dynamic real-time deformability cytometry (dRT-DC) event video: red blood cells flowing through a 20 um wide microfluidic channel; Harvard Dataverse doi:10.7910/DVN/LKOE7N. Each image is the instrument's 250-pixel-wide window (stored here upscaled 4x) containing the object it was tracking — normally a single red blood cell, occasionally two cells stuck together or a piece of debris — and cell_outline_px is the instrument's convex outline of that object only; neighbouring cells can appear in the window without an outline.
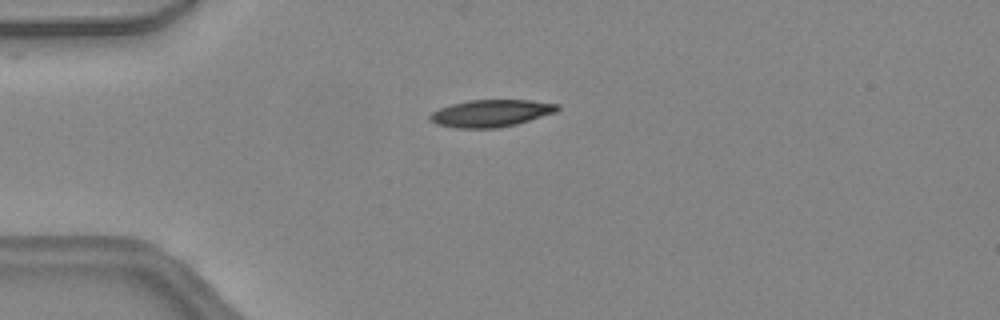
{"species": "common noctule bat (a hibernating species)", "species_latin": "Nyctalus noctula", "temperature_condition": "warm", "stored_images_in_passage": 35, "camera_frame_rate_fps": 3000, "um_per_image_px": 0.085, "animal": {"sex": "female", "body_mass_g": 24.6, "forearm_length_mm": 56.2}, "frame": {"image": 1, "passage_image": 1, "time_ms": 0.0, "image_size_px": [1000, 320], "cell_outline_px": [[560, 108], [556, 112], [516, 124], [496, 128], [456, 128], [436, 124], [428, 120], [428, 116], [432, 112], [440, 108], [452, 104], [468, 100], [528, 100], [560, 104]], "centroid_in_image_um": [41.71, 9.62], "position_along_channel_um": 43.3, "area_um2": 20.17}}
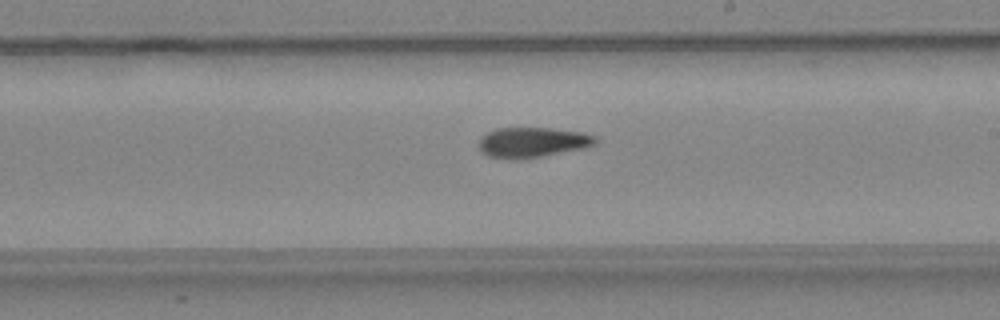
{"frame": {"image": 2, "passage_image": 16, "time_ms": 5.0, "image_size_px": [1000, 320], "cell_outline_px": [[596, 144], [584, 148], [540, 156], [488, 156], [480, 152], [480, 140], [488, 132], [496, 128], [548, 128], [584, 132], [596, 136]], "centroid_in_image_um": [45.33, 12.05], "position_along_channel_um": 243.7, "area_um2": 19.59}}
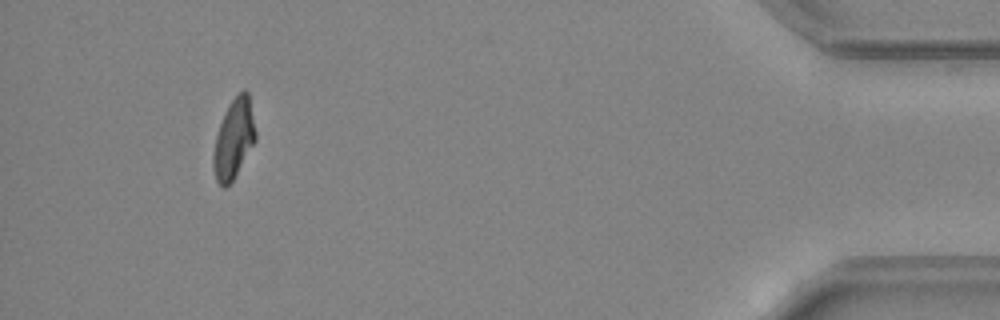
{"frame": {"image": 3, "passage_image": 32, "time_ms": 10.333, "image_size_px": [1000, 320], "cell_outline_px": [[256, 140], [232, 180], [224, 188], [216, 180], [212, 168], [212, 156], [216, 136], [220, 124], [228, 104], [244, 88], [248, 92], [256, 132]], "centroid_in_image_um": [19.86, 11.8], "position_along_channel_um": 415.3, "area_um2": 19.31}, "authors_computed_cell_mechanics": {"area_um2": 20.4612, "velocity_mm_per_s": 4.4983, "shape_relaxation_time_tau1_ms": null, "shape_relaxation_time_tau2_ms": 9.961, "deformation_change_tau1": null, "deformation_change_tau2": 0.2151}}